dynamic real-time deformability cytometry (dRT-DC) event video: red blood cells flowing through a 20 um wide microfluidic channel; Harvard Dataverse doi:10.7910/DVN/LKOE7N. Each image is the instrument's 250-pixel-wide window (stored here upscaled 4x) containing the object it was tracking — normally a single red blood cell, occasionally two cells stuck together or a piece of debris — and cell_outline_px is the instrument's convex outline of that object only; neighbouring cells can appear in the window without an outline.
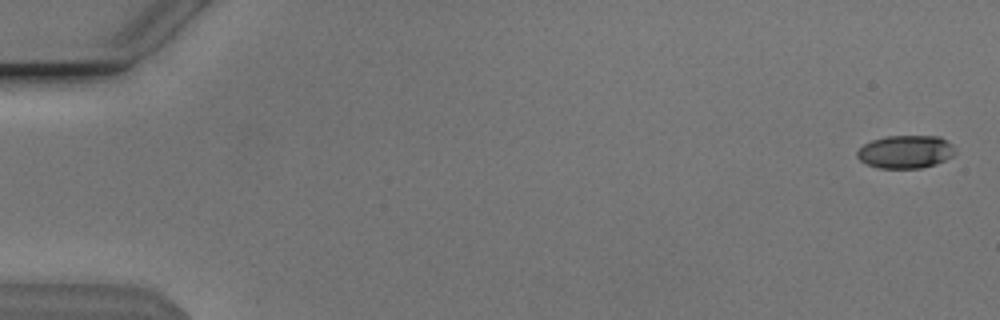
{"species": "Egyptian fruit bat (a non-hibernating species)", "species_latin": "Rousettus aegyptiacus", "temperature_condition": "cold", "stored_images_in_passage": 54, "camera_frame_rate_fps": 3000, "um_per_image_px": 0.085, "animal": {"sex": "male"}, "frame": {"image": 1, "passage_image": 1, "time_ms": 0.0, "image_size_px": [1000, 320], "cell_outline_px": [[956, 152], [952, 156], [936, 164], [920, 168], [880, 168], [868, 164], [860, 160], [856, 156], [856, 152], [864, 144], [872, 140], [888, 136], [940, 136], [948, 140], [956, 148]], "centroid_in_image_um": [77.01, 12.89], "position_along_channel_um": 8.0, "area_um2": 18.9}}
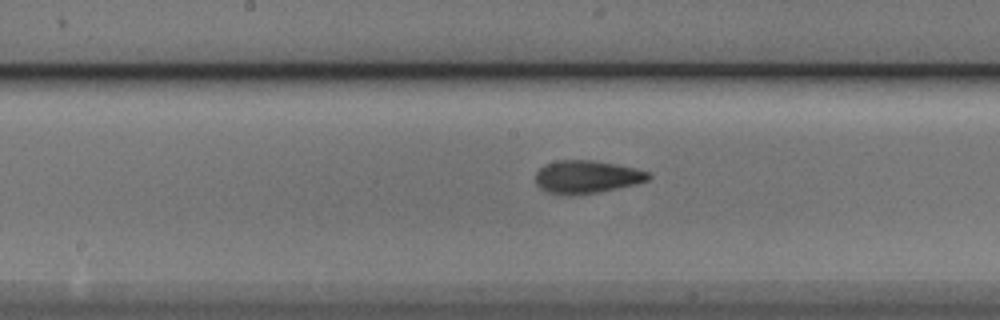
{"frame": {"image": 2, "passage_image": 28, "time_ms": 9.0, "image_size_px": [1000, 320], "cell_outline_px": [[652, 176], [648, 180], [636, 184], [600, 192], [572, 196], [564, 196], [548, 192], [540, 188], [536, 184], [536, 172], [544, 164], [556, 160], [592, 160], [616, 164], [636, 168], [648, 172]], "centroid_in_image_um": [49.85, 15.04], "position_along_channel_um": 198.3, "area_um2": 21.96}}
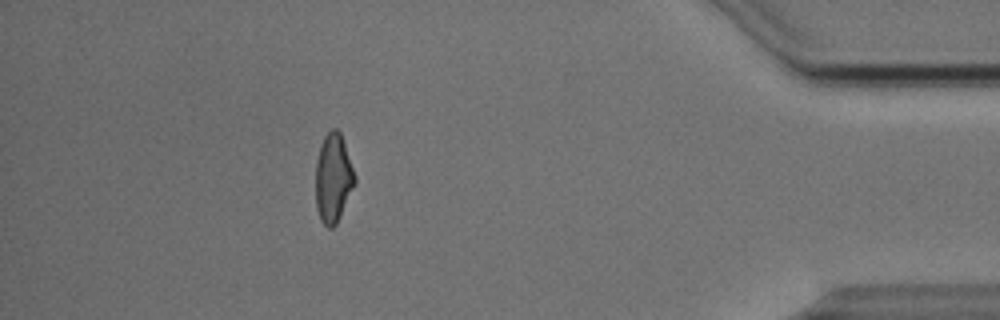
{"frame": {"image": 3, "passage_image": 48, "time_ms": 15.667, "image_size_px": [1000, 320], "cell_outline_px": [[356, 184], [336, 224], [332, 228], [328, 228], [320, 220], [316, 208], [316, 160], [320, 144], [324, 136], [332, 128], [336, 128], [340, 132], [356, 176]], "centroid_in_image_um": [28.32, 15.15], "position_along_channel_um": 406.9, "area_um2": 20.4}, "authors_computed_cell_mechanics": {"area_um2": 20.7213, "velocity_mm_per_s": 3.8445, "shape_relaxation_time_tau1_ms": 3.4329, "shape_relaxation_time_tau2_ms": 1.989, "deformation_change_tau1": 0.14, "deformation_change_tau2": 0.0833}}